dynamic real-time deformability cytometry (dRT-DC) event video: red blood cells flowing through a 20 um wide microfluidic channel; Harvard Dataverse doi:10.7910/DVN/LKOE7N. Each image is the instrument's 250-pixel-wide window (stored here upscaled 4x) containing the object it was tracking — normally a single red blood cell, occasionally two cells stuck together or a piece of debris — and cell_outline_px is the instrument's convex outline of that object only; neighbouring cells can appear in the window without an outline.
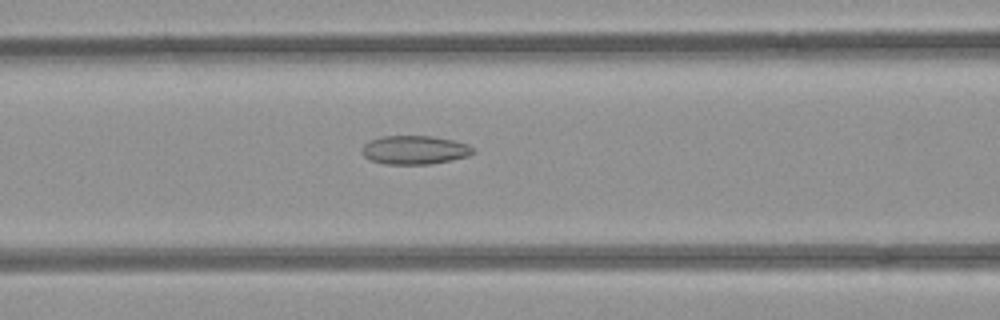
{"species": "common noctule bat (a hibernating species)", "species_latin": "Nyctalus noctula", "temperature_condition": "room temperature", "stored_images_in_passage": 42, "camera_frame_rate_fps": 3000, "um_per_image_px": 0.085, "animal": {"sex": "female", "body_mass_g": 21.9}, "frame": {"image": 1, "passage_image": 18, "time_ms": 5.667, "image_size_px": [1000, 320], "cell_outline_px": [[476, 152], [468, 156], [452, 160], [432, 164], [384, 164], [372, 160], [364, 156], [360, 148], [368, 140], [380, 136], [432, 136], [452, 140], [468, 144]], "centroid_in_image_um": [35.23, 12.74], "position_along_channel_um": 131.4, "area_um2": 18.73}}
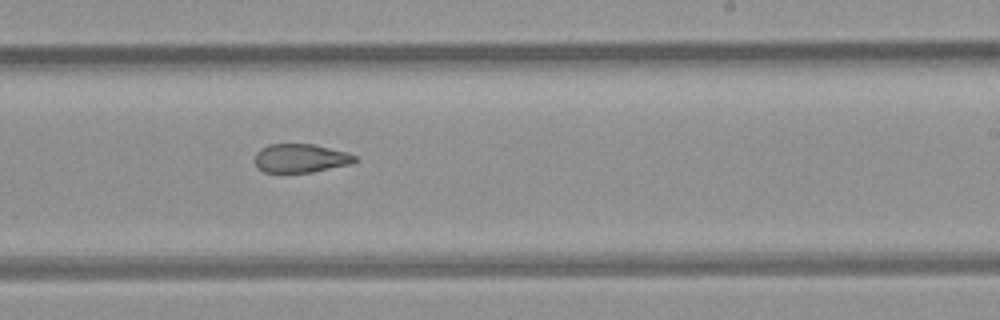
{"frame": {"image": 2, "passage_image": 28, "time_ms": 9.0, "image_size_px": [1000, 320], "cell_outline_px": [[356, 160], [352, 164], [312, 172], [264, 172], [256, 168], [256, 152], [260, 148], [268, 144], [316, 144], [348, 152], [356, 156]], "centroid_in_image_um": [25.56, 13.44], "position_along_channel_um": 263.4, "area_um2": 16.88}}
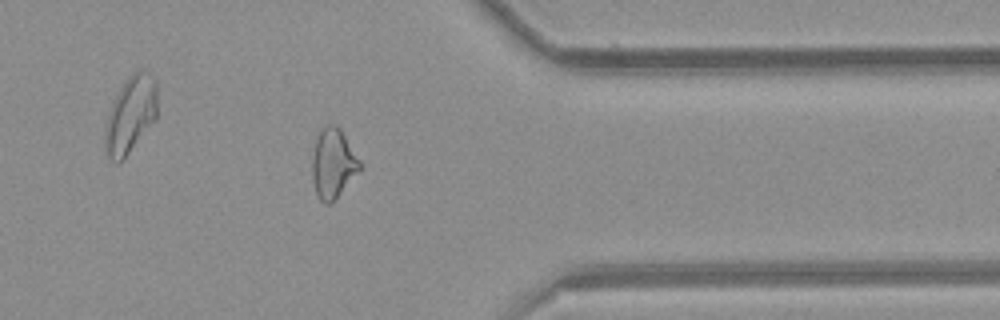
{"frame": {"image": 3, "passage_image": 38, "time_ms": 12.333, "image_size_px": [1000, 320], "cell_outline_px": [[360, 168], [332, 204], [324, 204], [320, 200], [316, 192], [312, 176], [312, 156], [316, 136], [324, 124], [336, 124], [340, 128], [360, 160]], "centroid_in_image_um": [28.28, 13.87], "position_along_channel_um": 383.1, "area_um2": 19.31}}